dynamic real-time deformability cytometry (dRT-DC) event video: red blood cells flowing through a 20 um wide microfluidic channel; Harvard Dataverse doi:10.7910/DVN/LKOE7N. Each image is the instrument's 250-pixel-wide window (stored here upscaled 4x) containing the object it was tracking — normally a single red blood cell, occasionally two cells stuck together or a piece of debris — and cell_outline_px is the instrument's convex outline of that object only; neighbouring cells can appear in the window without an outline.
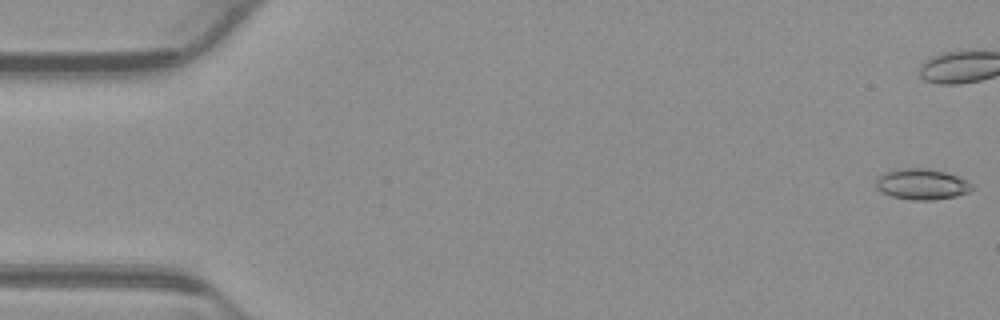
{"species": "common noctule bat (a hibernating species)", "species_latin": "Nyctalus noctula", "temperature_condition": "warm", "stored_images_in_passage": 45, "camera_frame_rate_fps": 3000, "um_per_image_px": 0.085, "animal": {"sex": "male", "body_mass_g": 23.1, "forearm_length_mm": 52.7}, "frame": {"image": 1, "passage_image": 1, "time_ms": 0.0, "image_size_px": [1000, 320], "cell_outline_px": [[972, 188], [968, 192], [956, 196], [932, 200], [912, 200], [892, 196], [876, 188], [876, 176], [884, 172], [896, 168], [928, 168], [944, 172], [956, 176], [972, 184]], "centroid_in_image_um": [78.3, 15.64], "position_along_channel_um": 6.7, "area_um2": 17.17}, "authors_computed_cell_mechanics": {"area_um2": 15.4326, "velocity_mm_per_s": 3.8837, "shape_relaxation_time_tau1_ms": null, "shape_relaxation_time_tau2_ms": 2.7632, "deformation_change_tau1": null, "deformation_change_tau2": 0.0642}}